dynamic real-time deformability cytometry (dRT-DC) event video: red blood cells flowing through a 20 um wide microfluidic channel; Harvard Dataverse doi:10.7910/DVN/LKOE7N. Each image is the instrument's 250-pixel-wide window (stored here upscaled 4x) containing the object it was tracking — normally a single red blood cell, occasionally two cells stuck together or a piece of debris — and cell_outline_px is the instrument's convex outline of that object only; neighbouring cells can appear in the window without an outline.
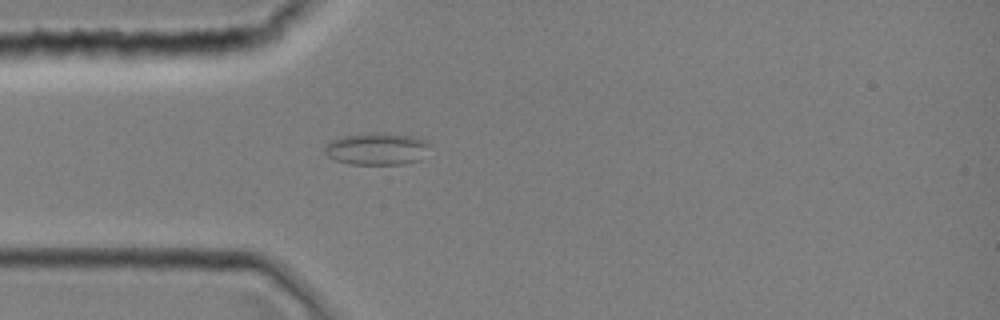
{"species": "common noctule bat (a hibernating species)", "species_latin": "Nyctalus noctula", "temperature_condition": "room temperature", "stored_images_in_passage": 1, "camera_frame_rate_fps": 3000, "um_per_image_px": 0.085, "animal": {"sex": "female", "body_mass_g": 19.0, "forearm_length_mm": 51.5}, "frame": {"image": 1, "passage_image": 1, "time_ms": 0.0, "image_size_px": [1000, 320], "cell_outline_px": [[428, 144], [420, 160], [404, 164], [348, 164], [336, 160], [328, 156], [324, 152], [324, 144], [332, 140], [344, 136], [372, 132], [384, 132], [412, 136], [428, 140]], "centroid_in_image_um": [32.0, 12.64], "position_along_channel_um": 53.0, "area_um2": 19.71}}